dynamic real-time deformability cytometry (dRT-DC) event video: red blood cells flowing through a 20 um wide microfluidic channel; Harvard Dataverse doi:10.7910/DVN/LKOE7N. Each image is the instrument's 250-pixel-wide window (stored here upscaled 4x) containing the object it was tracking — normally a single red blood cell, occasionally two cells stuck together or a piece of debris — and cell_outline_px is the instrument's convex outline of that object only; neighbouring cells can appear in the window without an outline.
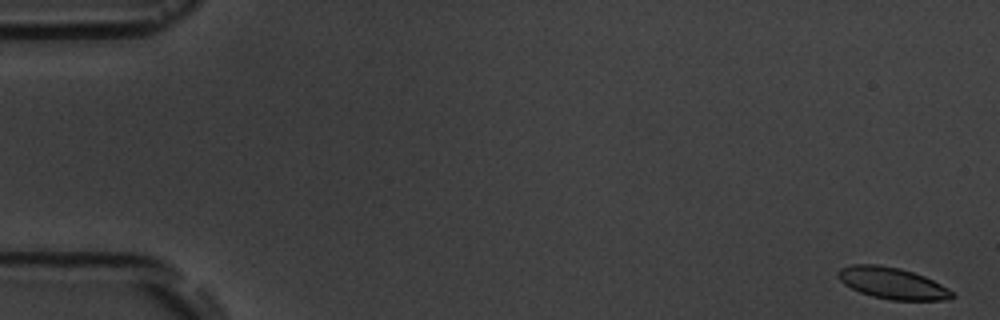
{"species": "common noctule bat (a hibernating species)", "species_latin": "Nyctalus noctula", "temperature_condition": "room temperature", "stored_images_in_passage": 6, "camera_frame_rate_fps": 3000, "um_per_image_px": 0.085, "animal": {"sex": "male", "body_mass_g": 19.5, "forearm_length_mm": 54.6}, "frame": {"image": 1, "passage_image": 1, "time_ms": 0.0, "image_size_px": [1000, 320], "cell_outline_px": [[956, 296], [948, 300], [892, 300], [872, 296], [860, 292], [844, 284], [836, 276], [836, 272], [840, 268], [852, 264], [876, 264], [900, 268], [924, 276], [948, 288]], "centroid_in_image_um": [75.82, 24.07], "position_along_channel_um": 9.2, "area_um2": 20.92}}